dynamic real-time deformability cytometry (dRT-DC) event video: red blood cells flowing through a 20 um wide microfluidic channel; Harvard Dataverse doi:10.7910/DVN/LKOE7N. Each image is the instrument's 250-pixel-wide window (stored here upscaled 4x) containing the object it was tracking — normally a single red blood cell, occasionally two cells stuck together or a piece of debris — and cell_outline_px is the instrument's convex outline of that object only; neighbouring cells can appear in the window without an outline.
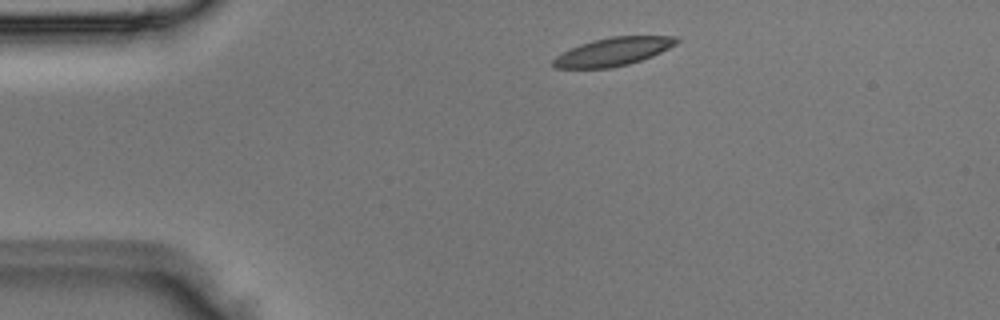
{"species": "Egyptian fruit bat (a non-hibernating species)", "species_latin": "Rousettus aegyptiacus", "temperature_condition": "room temperature", "stored_images_in_passage": 1, "camera_frame_rate_fps": 3000, "um_per_image_px": 0.085, "animal": {"sex": "male"}, "frame": {"image": 1, "passage_image": 1, "time_ms": 0.0, "image_size_px": [1000, 320], "cell_outline_px": [[680, 40], [676, 44], [652, 56], [628, 64], [608, 68], [556, 68], [552, 64], [552, 60], [556, 56], [580, 44], [592, 40], [612, 36], [680, 36]], "centroid_in_image_um": [52.13, 4.38], "position_along_channel_um": 32.9, "area_um2": 20.11}}